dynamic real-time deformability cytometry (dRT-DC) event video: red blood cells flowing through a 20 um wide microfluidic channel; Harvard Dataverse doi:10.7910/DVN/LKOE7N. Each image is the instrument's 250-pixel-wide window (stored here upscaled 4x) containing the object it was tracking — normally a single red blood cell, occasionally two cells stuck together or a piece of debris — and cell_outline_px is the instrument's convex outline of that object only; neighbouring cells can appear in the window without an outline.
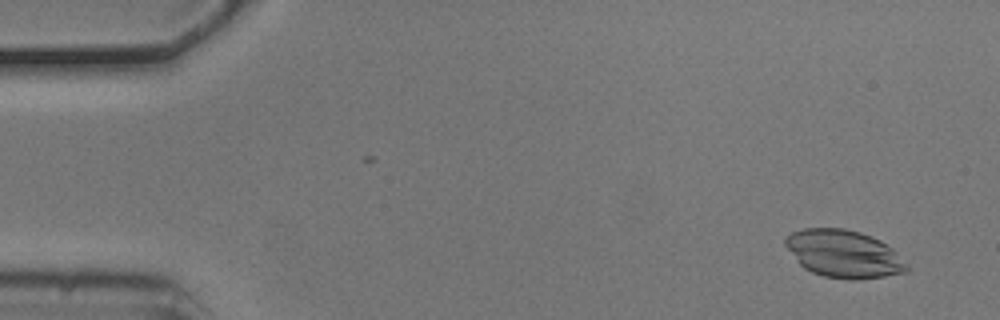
{"species": "common noctule bat (a hibernating species)", "species_latin": "Nyctalus noctula", "temperature_condition": "cold", "stored_images_in_passage": 54, "camera_frame_rate_fps": 3000, "um_per_image_px": 0.085, "animal": {"sex": "male", "body_mass_g": 20.5, "forearm_length_mm": 52.5}, "frame": {"image": 1, "passage_image": 4, "time_ms": 1.0, "image_size_px": [1000, 320], "cell_outline_px": [[908, 272], [884, 276], [856, 280], [848, 280], [824, 276], [812, 272], [804, 268], [800, 264], [784, 244], [784, 240], [792, 232], [804, 228], [844, 228], [860, 232], [872, 236], [880, 240], [892, 248], [908, 268]], "centroid_in_image_um": [71.7, 21.57], "position_along_channel_um": 13.3, "area_um2": 33.47}}
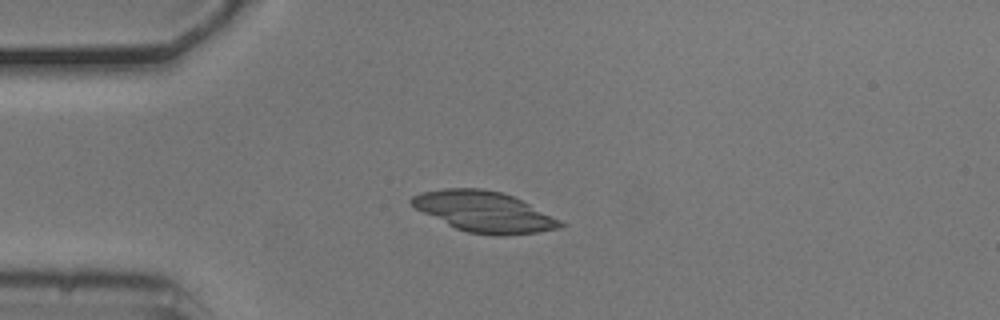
{"frame": {"image": 2, "passage_image": 14, "time_ms": 4.333, "image_size_px": [1000, 320], "cell_outline_px": [[568, 224], [560, 228], [536, 232], [500, 236], [468, 232], [456, 228], [416, 208], [408, 200], [412, 196], [420, 192], [444, 188], [480, 188], [500, 192], [512, 196]], "centroid_in_image_um": [41.15, 17.99], "position_along_channel_um": 43.9, "area_um2": 34.62}}